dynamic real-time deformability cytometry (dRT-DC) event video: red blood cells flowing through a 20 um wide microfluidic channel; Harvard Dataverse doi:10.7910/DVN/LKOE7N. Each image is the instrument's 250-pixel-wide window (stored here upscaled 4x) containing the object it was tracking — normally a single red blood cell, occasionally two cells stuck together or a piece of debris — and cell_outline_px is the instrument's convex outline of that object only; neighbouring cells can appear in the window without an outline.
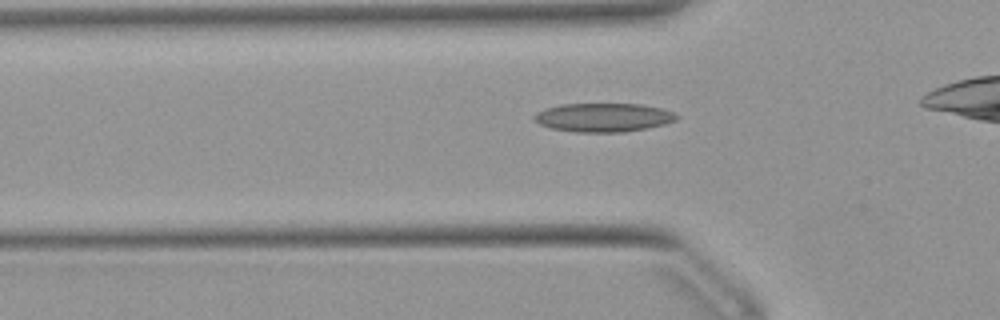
{"species": "Egyptian fruit bat (a non-hibernating species)", "species_latin": "Rousettus aegyptiacus", "temperature_condition": "warm", "stored_images_in_passage": 35, "camera_frame_rate_fps": 3000, "um_per_image_px": 0.085, "animal": {"sex": "female"}, "frame": {"image": 1, "passage_image": 6, "time_ms": 1.667, "image_size_px": [1000, 320], "cell_outline_px": [[680, 116], [676, 120], [664, 124], [624, 132], [576, 132], [552, 128], [540, 124], [532, 120], [532, 116], [536, 112], [544, 108], [560, 104], [640, 104], [660, 108], [672, 112]], "centroid_in_image_um": [51.23, 9.98], "position_along_channel_um": 74.6, "area_um2": 23.81}}
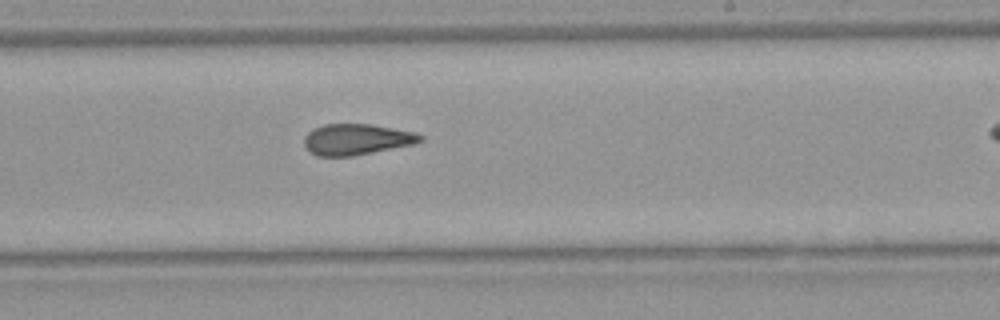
{"frame": {"image": 2, "passage_image": 20, "time_ms": 6.333, "image_size_px": [1000, 320], "cell_outline_px": [[424, 140], [416, 144], [352, 156], [316, 156], [304, 144], [304, 136], [312, 128], [324, 124], [372, 124], [416, 132], [424, 136]], "centroid_in_image_um": [30.35, 11.84], "position_along_channel_um": 258.7, "area_um2": 21.15}}
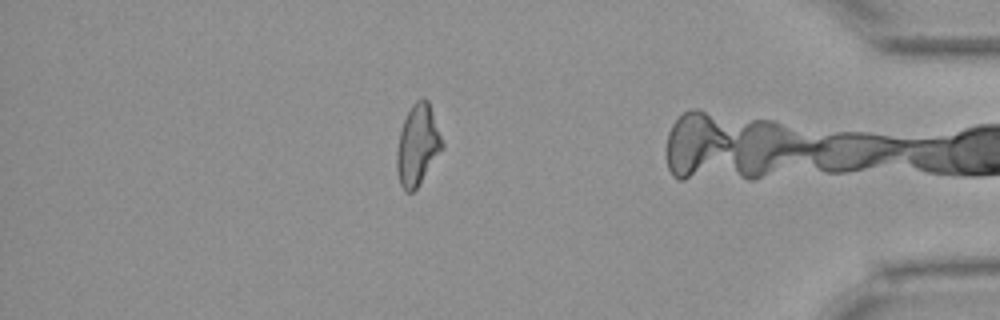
{"frame": {"image": 3, "passage_image": 34, "time_ms": 11.0, "image_size_px": [1000, 320], "cell_outline_px": [[444, 148], [416, 188], [412, 192], [404, 192], [400, 184], [396, 168], [396, 152], [400, 132], [404, 120], [412, 104], [416, 100], [424, 96], [428, 100], [444, 144]], "centroid_in_image_um": [35.49, 12.33], "position_along_channel_um": 399.7, "area_um2": 21.33}, "authors_computed_cell_mechanics": {"area_um2": 21.5016, "velocity_mm_per_s": 3.9409, "shape_relaxation_time_tau1_ms": null, "shape_relaxation_time_tau2_ms": 2.4467, "deformation_change_tau1": null, "deformation_change_tau2": 0.0952}}